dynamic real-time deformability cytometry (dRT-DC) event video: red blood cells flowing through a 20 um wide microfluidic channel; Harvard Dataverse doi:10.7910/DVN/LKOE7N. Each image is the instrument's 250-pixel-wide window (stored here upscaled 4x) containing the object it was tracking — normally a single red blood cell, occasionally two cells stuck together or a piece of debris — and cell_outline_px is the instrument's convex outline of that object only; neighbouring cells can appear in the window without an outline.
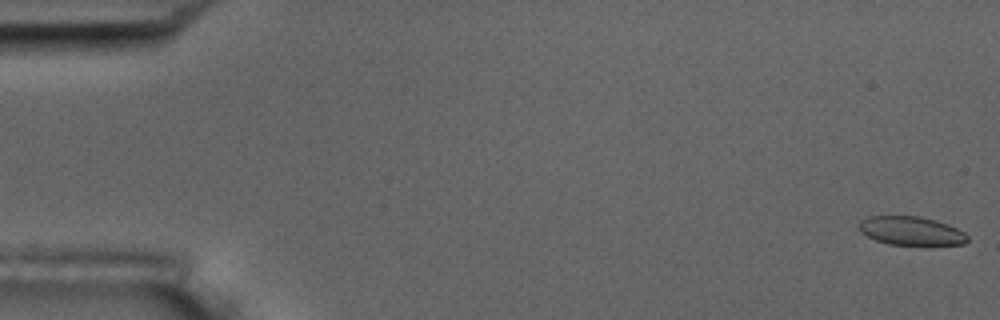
{"species": "common noctule bat (a hibernating species)", "species_latin": "Nyctalus noctula", "temperature_condition": "room temperature", "stored_images_in_passage": 7, "camera_frame_rate_fps": 3000, "um_per_image_px": 0.085, "animal": {"sex": "male", "body_mass_g": 17.5, "forearm_length_mm": 52.3}, "frame": {"image": 1, "passage_image": 1, "time_ms": 0.0, "image_size_px": [1000, 320], "cell_outline_px": [[968, 240], [964, 244], [928, 248], [924, 248], [888, 244], [876, 240], [860, 232], [860, 220], [868, 216], [920, 216], [936, 220], [948, 224], [964, 232], [968, 236]], "centroid_in_image_um": [77.52, 19.68], "position_along_channel_um": 7.5, "area_um2": 19.07}}
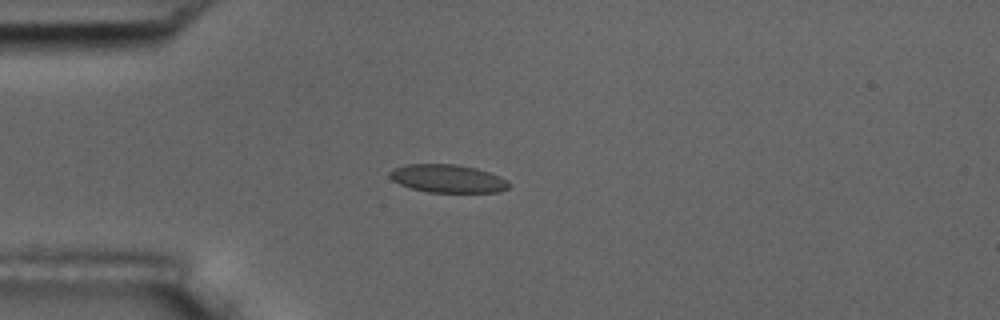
{"frame": {"image": 2, "passage_image": 5, "time_ms": 4.667, "image_size_px": [1000, 320], "cell_outline_px": [[508, 188], [500, 192], [428, 192], [412, 188], [400, 184], [392, 180], [388, 176], [388, 172], [392, 168], [404, 164], [456, 164], [476, 168], [500, 176], [508, 180]], "centroid_in_image_um": [38.02, 15.17], "position_along_channel_um": 47.0, "area_um2": 19.59}}